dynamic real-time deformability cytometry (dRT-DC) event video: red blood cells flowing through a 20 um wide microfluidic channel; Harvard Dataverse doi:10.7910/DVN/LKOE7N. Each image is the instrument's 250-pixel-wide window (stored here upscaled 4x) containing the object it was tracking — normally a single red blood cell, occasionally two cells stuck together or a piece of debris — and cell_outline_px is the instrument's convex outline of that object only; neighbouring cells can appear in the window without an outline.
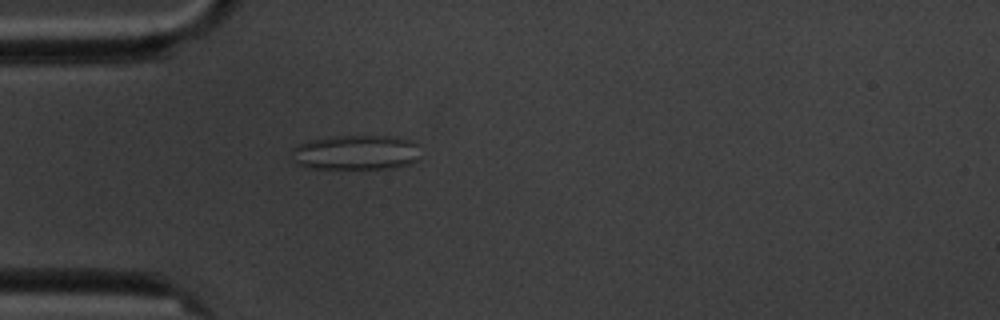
{"species": "common noctule bat (a hibernating species)", "species_latin": "Nyctalus noctula", "temperature_condition": "cold", "stored_images_in_passage": 4, "camera_frame_rate_fps": 3000, "um_per_image_px": 0.085, "animal": {"sex": "male", "body_mass_g": 20.1, "forearm_length_mm": 53.5}, "frame": {"image": 1, "passage_image": 4, "time_ms": 4.333, "image_size_px": [1000, 320], "cell_outline_px": [[416, 160], [408, 164], [392, 168], [308, 168], [296, 164], [292, 160], [292, 148], [300, 144], [312, 140], [328, 136], [396, 136], [412, 140], [416, 144]], "centroid_in_image_um": [30.2, 12.95], "position_along_channel_um": 54.8, "area_um2": 26.01}}